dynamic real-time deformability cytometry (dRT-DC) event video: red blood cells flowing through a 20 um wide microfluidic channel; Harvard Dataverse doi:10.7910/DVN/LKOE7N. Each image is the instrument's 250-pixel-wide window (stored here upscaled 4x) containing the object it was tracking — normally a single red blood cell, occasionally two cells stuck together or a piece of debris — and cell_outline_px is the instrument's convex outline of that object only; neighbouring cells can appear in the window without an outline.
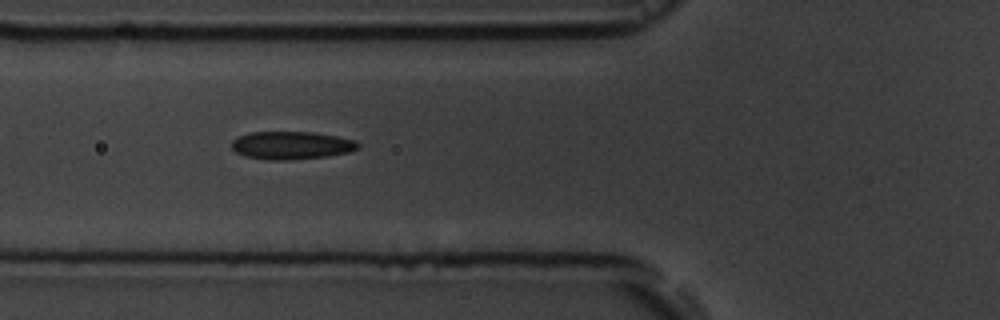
{"species": "common noctule bat (a hibernating species)", "species_latin": "Nyctalus noctula", "temperature_condition": "room temperature", "stored_images_in_passage": 7, "camera_frame_rate_fps": 3000, "um_per_image_px": 0.085, "animal": {"sex": "male", "body_mass_g": 19.5, "forearm_length_mm": 54.6}, "frame": {"image": 1, "passage_image": 7, "time_ms": 7.0, "image_size_px": [1000, 320], "cell_outline_px": [[360, 148], [348, 152], [328, 156], [288, 160], [268, 160], [244, 156], [236, 152], [232, 148], [232, 140], [236, 136], [252, 132], [312, 132], [336, 136], [356, 140], [360, 144]], "centroid_in_image_um": [24.77, 12.35], "position_along_channel_um": 101.0, "area_um2": 20.69}}